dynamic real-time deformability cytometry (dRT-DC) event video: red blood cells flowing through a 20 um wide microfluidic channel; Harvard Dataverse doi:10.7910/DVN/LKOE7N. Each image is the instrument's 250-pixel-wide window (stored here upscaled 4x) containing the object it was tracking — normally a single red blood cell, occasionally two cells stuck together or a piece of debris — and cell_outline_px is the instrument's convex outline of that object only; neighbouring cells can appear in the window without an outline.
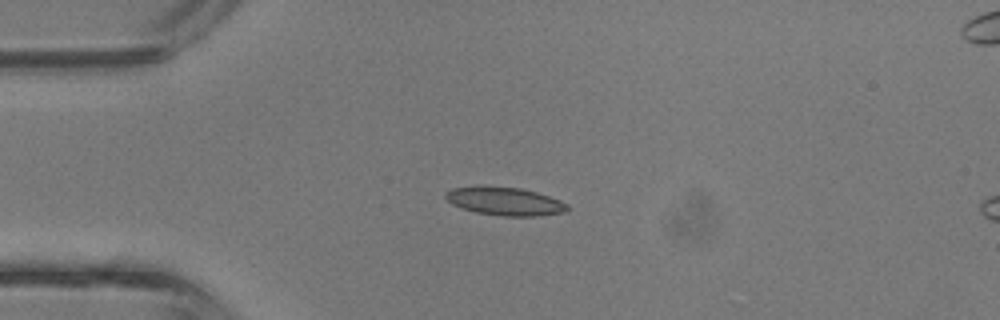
{"species": "common noctule bat (a hibernating species)", "species_latin": "Nyctalus noctula", "temperature_condition": "room temperature", "stored_images_in_passage": 4, "camera_frame_rate_fps": 3000, "um_per_image_px": 0.085, "animal": {"sex": "male", "body_mass_g": 13.3}, "frame": {"image": 1, "passage_image": 3, "time_ms": 0.667, "image_size_px": [1000, 320], "cell_outline_px": [[568, 212], [536, 216], [500, 216], [476, 212], [460, 208], [452, 204], [444, 196], [452, 188], [480, 184], [520, 188], [536, 192], [560, 200], [568, 204]], "centroid_in_image_um": [42.89, 17.09], "position_along_channel_um": 42.1, "area_um2": 20.4}}